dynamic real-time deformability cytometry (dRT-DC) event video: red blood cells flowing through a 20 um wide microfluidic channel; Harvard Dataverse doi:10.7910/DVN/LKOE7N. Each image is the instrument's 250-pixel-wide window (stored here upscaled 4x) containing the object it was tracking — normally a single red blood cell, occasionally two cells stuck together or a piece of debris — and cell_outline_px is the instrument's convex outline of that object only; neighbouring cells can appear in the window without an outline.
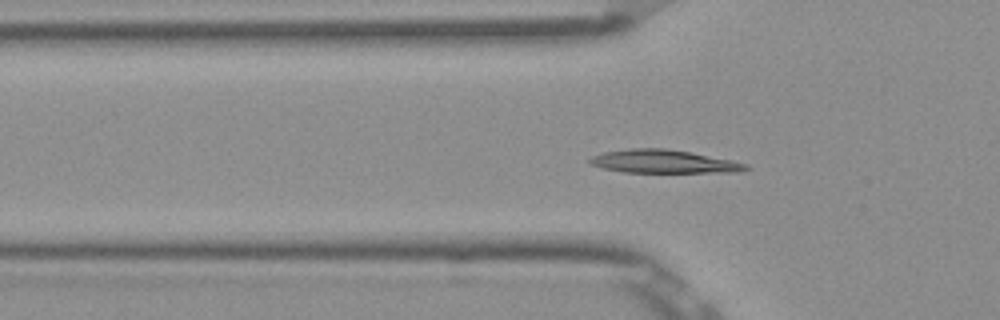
{"species": "Egyptian fruit bat (a non-hibernating species)", "species_latin": "Rousettus aegyptiacus", "temperature_condition": "room temperature", "stored_images_in_passage": 53, "segment_of_instrument_passage": [1, 2], "camera_frame_rate_fps": 3000, "um_per_image_px": 0.085, "frame": {"image": 1, "passage_image": 17, "time_ms": 5.333, "image_size_px": [1000, 320], "cell_outline_px": [[748, 168], [736, 172], [624, 172], [604, 168], [588, 164], [588, 160], [592, 156], [604, 152], [632, 148], [668, 148], [692, 152], [732, 160], [748, 164]], "centroid_in_image_um": [56.39, 13.72], "position_along_channel_um": 69.4, "area_um2": 21.1}}
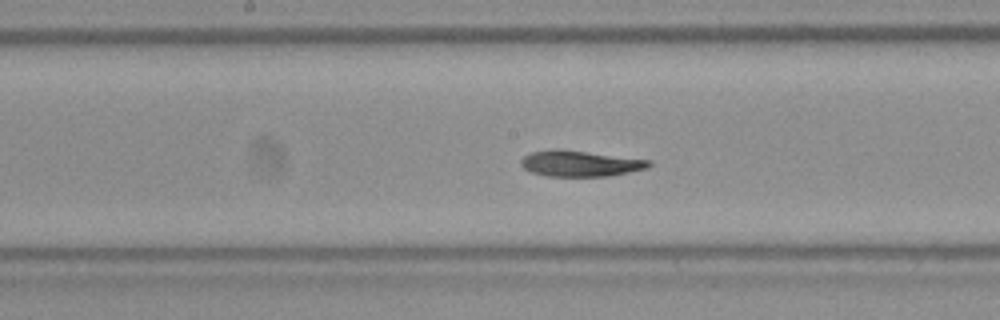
{"frame": {"image": 2, "passage_image": 27, "time_ms": 8.667, "image_size_px": [1000, 320], "cell_outline_px": [[652, 164], [648, 168], [608, 176], [544, 176], [532, 172], [524, 168], [520, 164], [520, 160], [524, 156], [532, 152], [556, 148], [560, 148], [652, 160]], "centroid_in_image_um": [49.31, 13.89], "position_along_channel_um": 198.9, "area_um2": 19.48}}
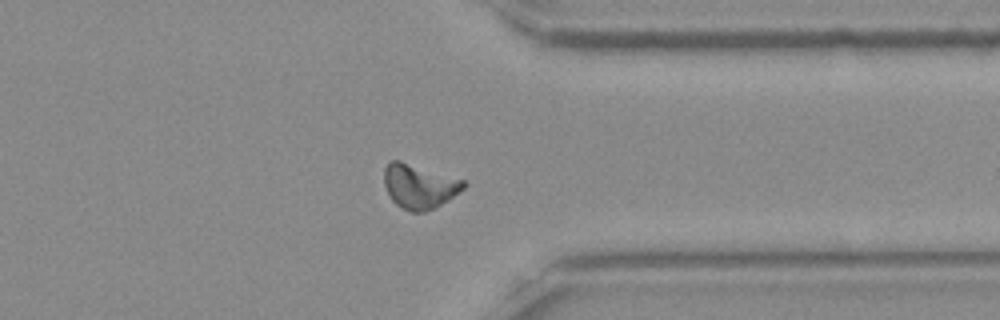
{"frame": {"image": 3, "passage_image": 41, "time_ms": 13.333, "image_size_px": [1000, 320], "cell_outline_px": [[468, 184], [464, 188], [448, 200], [424, 212], [412, 212], [396, 204], [392, 200], [384, 184], [384, 168], [392, 160], [400, 160], [464, 180]], "centroid_in_image_um": [35.64, 15.82], "position_along_channel_um": 375.8, "area_um2": 20.29}}